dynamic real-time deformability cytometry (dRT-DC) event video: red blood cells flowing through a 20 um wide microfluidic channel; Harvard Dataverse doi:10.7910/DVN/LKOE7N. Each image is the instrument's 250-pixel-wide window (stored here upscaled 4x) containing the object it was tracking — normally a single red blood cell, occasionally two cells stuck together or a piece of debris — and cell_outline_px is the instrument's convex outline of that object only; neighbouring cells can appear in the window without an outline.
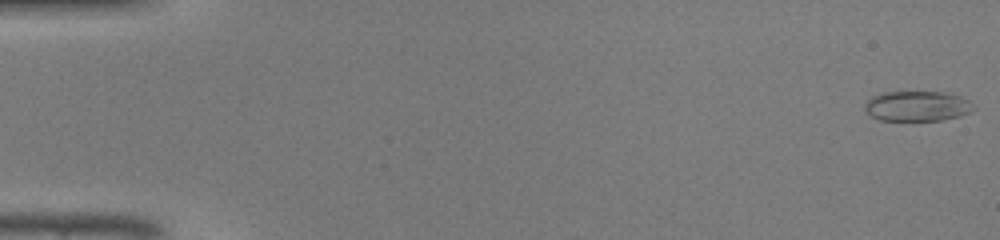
{"species": "common noctule bat (a hibernating species)", "species_latin": "Nyctalus noctula", "temperature_condition": "warm", "stored_images_in_passage": 15, "camera_frame_rate_fps": 3000, "um_per_image_px": 0.085, "animal": {"sex": "male", "body_mass_g": 19.0, "forearm_length_mm": 50.8}, "frame": {"image": 1, "passage_image": 1, "time_ms": 0.0, "image_size_px": [1000, 240], "cell_outline_px": [[976, 108], [960, 116], [940, 120], [880, 120], [872, 116], [864, 108], [864, 104], [872, 96], [884, 92], [944, 92], [960, 96], [968, 100]], "centroid_in_image_um": [77.96, 9.01], "position_along_channel_um": 7.0, "area_um2": 18.96}}
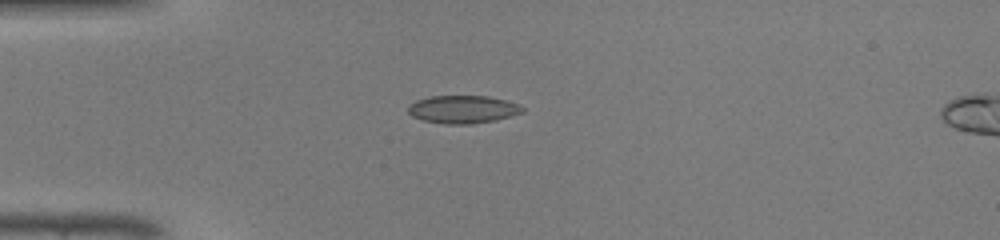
{"frame": {"image": 2, "passage_image": 13, "time_ms": 4.0, "image_size_px": [1000, 240], "cell_outline_px": [[524, 112], [512, 116], [496, 120], [472, 124], [444, 124], [424, 120], [412, 116], [408, 112], [408, 108], [416, 100], [432, 96], [488, 96], [520, 104], [524, 108]], "centroid_in_image_um": [39.39, 9.3], "position_along_channel_um": 45.6, "area_um2": 18.55}}